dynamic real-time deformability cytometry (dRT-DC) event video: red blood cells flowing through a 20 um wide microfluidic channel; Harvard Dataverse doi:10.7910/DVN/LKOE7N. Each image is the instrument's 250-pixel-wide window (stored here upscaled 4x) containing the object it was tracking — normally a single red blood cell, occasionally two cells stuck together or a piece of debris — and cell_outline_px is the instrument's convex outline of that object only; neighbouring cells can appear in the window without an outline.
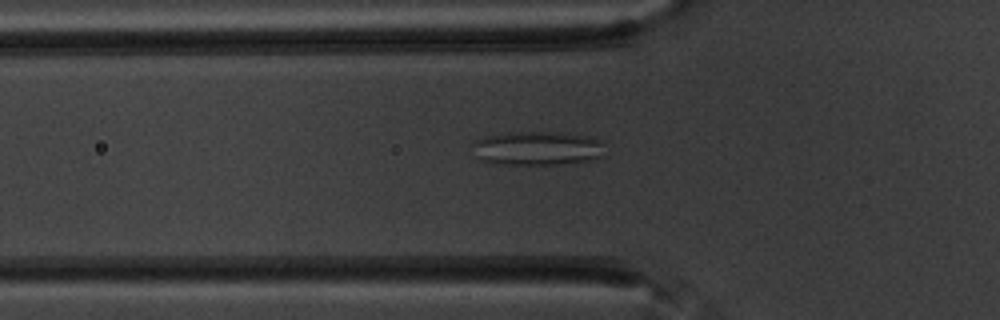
{"species": "common noctule bat (a hibernating species)", "species_latin": "Nyctalus noctula", "temperature_condition": "warm", "stored_images_in_passage": 58, "camera_frame_rate_fps": 3000, "um_per_image_px": 0.085, "animal": {"sex": "male", "body_mass_g": 20.1, "forearm_length_mm": 53.5}, "frame": {"image": 1, "passage_image": 20, "time_ms": 6.333, "image_size_px": [1000, 320], "cell_outline_px": [[604, 156], [592, 160], [556, 164], [492, 164], [480, 160], [476, 156], [472, 144], [472, 140], [484, 136], [508, 132], [556, 132], [592, 136], [600, 140]], "centroid_in_image_um": [45.63, 12.6], "position_along_channel_um": 80.2, "area_um2": 26.53}}
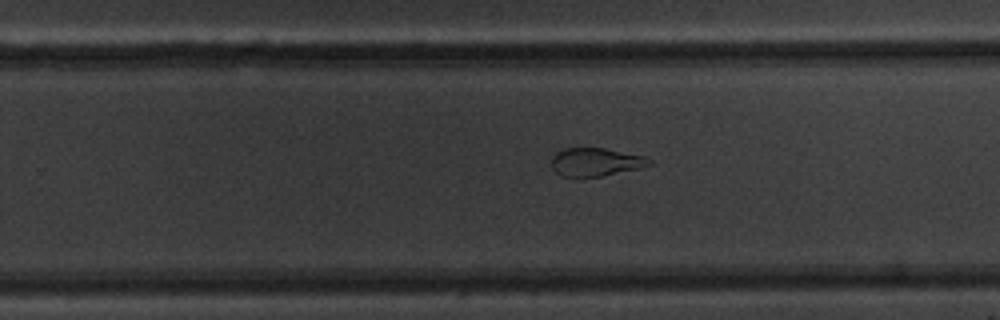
{"frame": {"image": 2, "passage_image": 37, "time_ms": 12.0, "image_size_px": [1000, 320], "cell_outline_px": [[656, 164], [640, 168], [600, 176], [560, 176], [552, 168], [552, 156], [556, 152], [564, 148], [604, 148], [644, 156], [652, 160]], "centroid_in_image_um": [50.66, 13.76], "position_along_channel_um": 279.1, "area_um2": 16.07}}
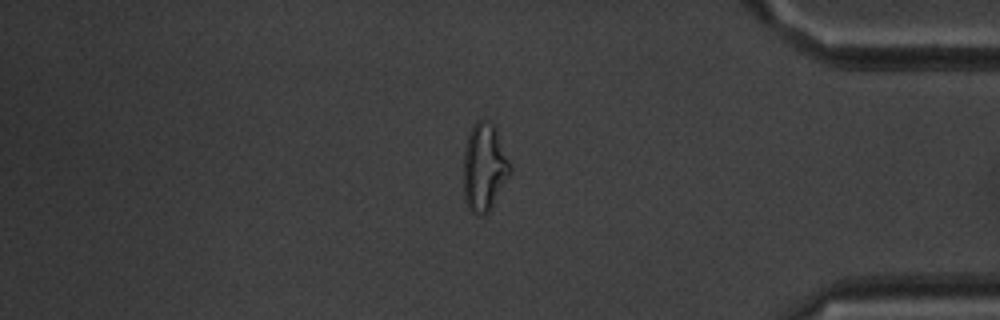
{"frame": {"image": 3, "passage_image": 49, "time_ms": 16.0, "image_size_px": [1000, 320], "cell_outline_px": [[512, 172], [488, 212], [484, 216], [476, 216], [468, 208], [464, 200], [464, 152], [468, 136], [476, 120], [484, 120], [496, 124], [512, 164]], "centroid_in_image_um": [41.2, 14.21], "position_along_channel_um": 394.0, "area_um2": 24.39}, "authors_computed_cell_mechanics": {"area_um2": 24.3049, "velocity_mm_per_s": 3.4943, "shape_relaxation_time_tau1_ms": null, "shape_relaxation_time_tau2_ms": 1.3989, "deformation_change_tau1": null, "deformation_change_tau2": 0.0965}}